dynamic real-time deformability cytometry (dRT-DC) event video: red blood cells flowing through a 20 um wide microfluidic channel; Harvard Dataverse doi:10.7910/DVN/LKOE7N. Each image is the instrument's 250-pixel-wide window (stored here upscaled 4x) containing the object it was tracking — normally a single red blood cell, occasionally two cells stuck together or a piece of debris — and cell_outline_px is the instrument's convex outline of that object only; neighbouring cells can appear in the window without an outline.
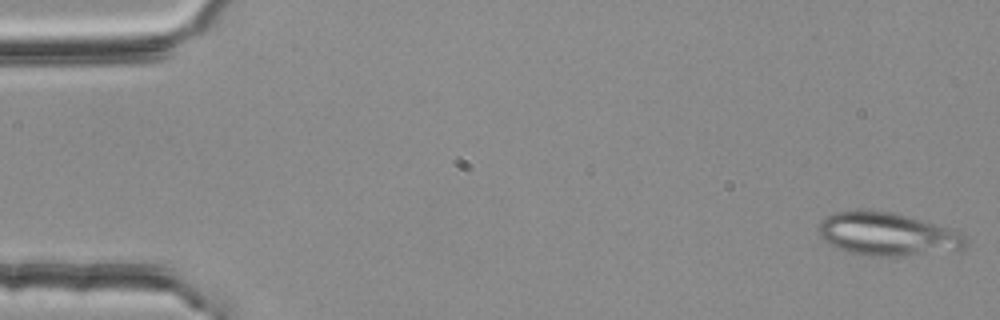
{"species": "common noctule bat (a hibernating species)", "species_latin": "Nyctalus noctula", "temperature_condition": "room temperature", "stored_images_in_passage": 53, "segment_of_instrument_passage": [1, 2], "camera_frame_rate_fps": 3000, "um_per_image_px": 0.085, "animal": {"sex": "female", "body_mass_g": 25.1}, "frame": {"image": 1, "passage_image": 1, "time_ms": 0.0, "image_size_px": [1000, 320], "cell_outline_px": [[968, 244], [964, 248], [908, 256], [868, 256], [848, 252], [836, 248], [828, 244], [820, 236], [820, 220], [836, 212], [856, 208], [860, 208], [892, 212], [908, 216], [952, 228], [960, 232], [968, 240]], "centroid_in_image_um": [75.42, 19.89], "position_along_channel_um": 9.6, "area_um2": 37.4}}